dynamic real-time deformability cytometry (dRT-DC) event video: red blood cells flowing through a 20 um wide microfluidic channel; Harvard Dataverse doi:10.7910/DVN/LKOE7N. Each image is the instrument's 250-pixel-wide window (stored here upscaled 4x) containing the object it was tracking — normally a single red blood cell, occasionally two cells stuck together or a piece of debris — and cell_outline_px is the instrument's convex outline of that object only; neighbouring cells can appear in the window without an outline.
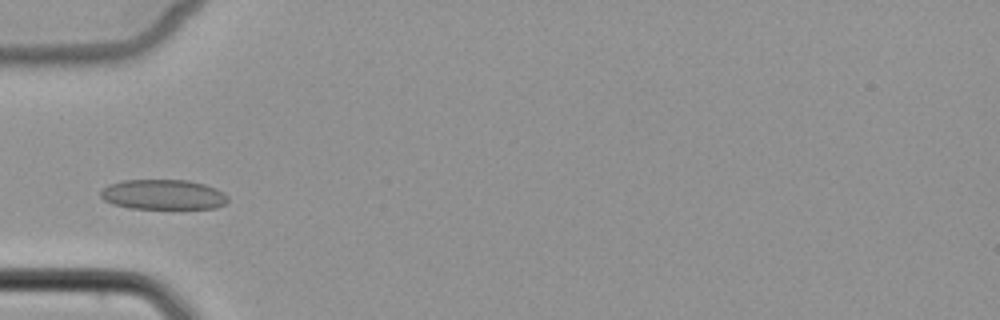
{"species": "common noctule bat (a hibernating species)", "species_latin": "Nyctalus noctula", "temperature_condition": "cold", "stored_images_in_passage": 3, "camera_frame_rate_fps": 3000, "um_per_image_px": 0.085, "animal": {"sex": "female", "body_mass_g": 22.7, "forearm_length_mm": 54.2}, "frame": {"image": 1, "passage_image": 2, "time_ms": 1.333, "image_size_px": [1000, 320], "cell_outline_px": [[228, 200], [224, 204], [216, 208], [128, 208], [112, 204], [104, 200], [100, 196], [100, 192], [108, 184], [124, 180], [188, 180], [204, 184], [216, 188], [224, 192], [228, 196]], "centroid_in_image_um": [13.87, 16.53], "position_along_channel_um": 71.1, "area_um2": 22.31}}
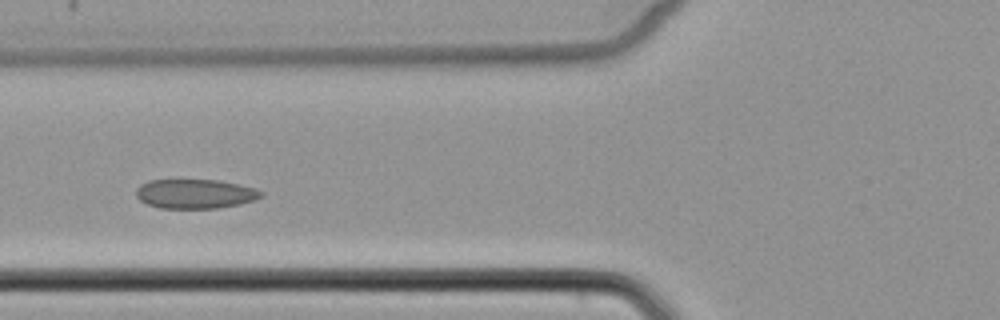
{"frame": {"image": 2, "passage_image": 3, "time_ms": 2.333, "image_size_px": [1000, 320], "cell_outline_px": [[264, 196], [256, 200], [240, 204], [216, 208], [160, 208], [148, 204], [140, 200], [136, 196], [136, 188], [140, 184], [148, 180], [220, 180], [240, 184], [256, 188], [264, 192]], "centroid_in_image_um": [16.63, 16.47], "position_along_channel_um": 109.2, "area_um2": 21.62}}